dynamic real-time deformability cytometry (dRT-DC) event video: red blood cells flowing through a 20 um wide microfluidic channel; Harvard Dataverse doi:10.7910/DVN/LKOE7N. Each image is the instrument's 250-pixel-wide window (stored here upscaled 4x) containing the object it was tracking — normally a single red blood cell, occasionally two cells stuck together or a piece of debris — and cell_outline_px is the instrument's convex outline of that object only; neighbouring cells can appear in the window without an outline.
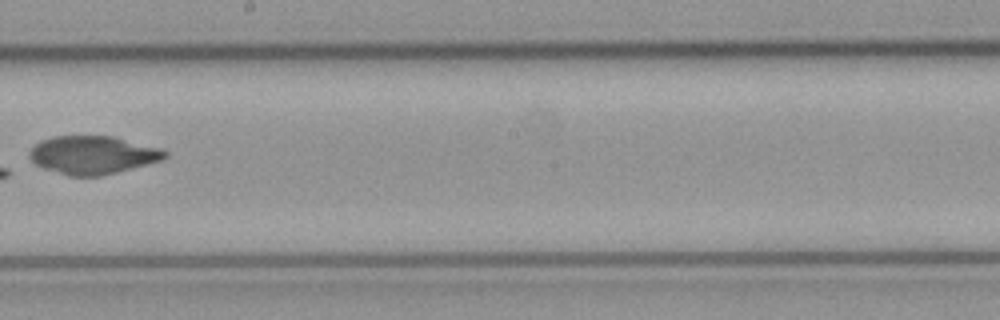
{"species": "common noctule bat (a hibernating species)", "species_latin": "Nyctalus noctula", "temperature_condition": "cold", "stored_images_in_passage": 8, "camera_frame_rate_fps": 3000, "um_per_image_px": 0.085, "animal": {"sex": "male", "body_mass_g": 23.1, "forearm_length_mm": 52.7}, "frame": {"image": 1, "passage_image": 7, "time_ms": 2.0, "image_size_px": [1000, 320], "cell_outline_px": [[168, 156], [164, 160], [100, 176], [68, 176], [44, 168], [36, 164], [28, 156], [28, 152], [36, 144], [52, 136], [112, 136], [160, 148], [168, 152]], "centroid_in_image_um": [7.9, 13.17], "position_along_channel_um": 240.3, "area_um2": 30.0}}